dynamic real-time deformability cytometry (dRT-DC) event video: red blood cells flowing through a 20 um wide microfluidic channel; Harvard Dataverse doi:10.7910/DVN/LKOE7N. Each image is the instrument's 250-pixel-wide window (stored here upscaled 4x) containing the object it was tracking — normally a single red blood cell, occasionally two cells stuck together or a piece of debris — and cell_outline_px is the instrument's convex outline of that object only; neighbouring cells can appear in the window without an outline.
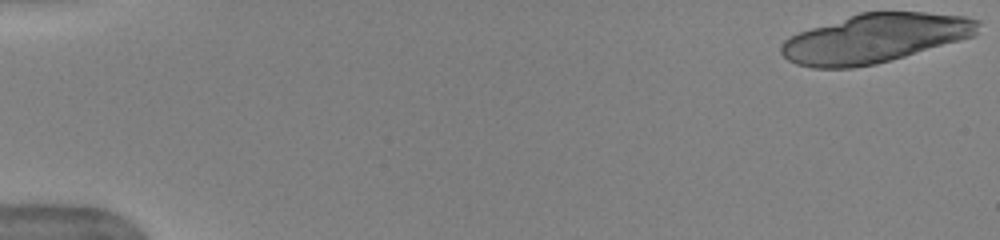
{"species": "human", "species_latin": "Homo sapiens", "temperature_condition": "warm", "stored_images_in_passage": 21, "camera_frame_rate_fps": 3000, "um_per_image_px": 0.085, "donor": {"sex": "female"}, "frame": {"image": 1, "passage_image": 1, "time_ms": 0.0, "image_size_px": [1000, 240], "cell_outline_px": [[980, 24], [976, 32], [972, 36], [960, 40], [876, 64], [852, 68], [812, 68], [796, 64], [788, 60], [780, 52], [780, 44], [784, 40], [800, 32], [860, 12], [924, 12], [964, 16], [980, 20]], "centroid_in_image_um": [74.35, 3.26], "position_along_channel_um": 10.7, "area_um2": 55.6}}